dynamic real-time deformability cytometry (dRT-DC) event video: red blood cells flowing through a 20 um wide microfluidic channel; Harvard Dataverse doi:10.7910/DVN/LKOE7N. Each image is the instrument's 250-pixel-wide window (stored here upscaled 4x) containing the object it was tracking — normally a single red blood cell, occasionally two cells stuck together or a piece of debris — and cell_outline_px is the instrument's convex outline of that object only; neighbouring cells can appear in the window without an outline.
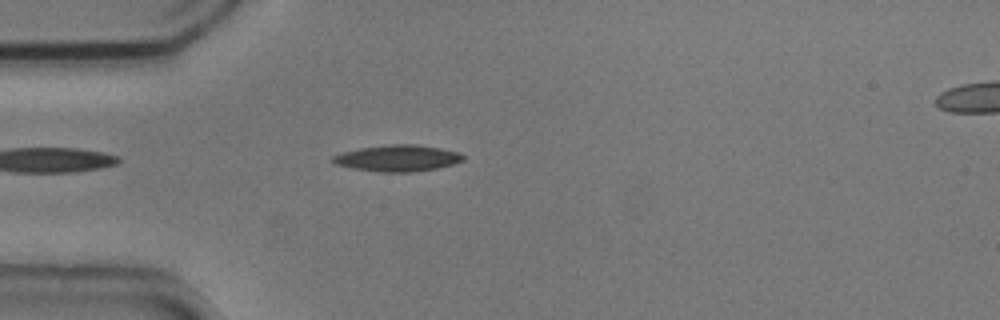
{"species": "common noctule bat (a hibernating species)", "species_latin": "Nyctalus noctula", "temperature_condition": "cold", "stored_images_in_passage": 5, "camera_frame_rate_fps": 3000, "um_per_image_px": 0.085, "animal": {"sex": "male", "body_mass_g": 20.5, "forearm_length_mm": 52.5}, "frame": {"image": 1, "passage_image": 5, "time_ms": 1.333, "image_size_px": [1000, 320], "cell_outline_px": [[464, 160], [452, 164], [436, 168], [412, 172], [380, 172], [352, 168], [336, 164], [332, 160], [332, 156], [344, 152], [360, 148], [392, 144], [416, 144], [440, 148], [460, 152], [464, 156]], "centroid_in_image_um": [33.82, 13.44], "position_along_channel_um": 51.2, "area_um2": 19.88}}